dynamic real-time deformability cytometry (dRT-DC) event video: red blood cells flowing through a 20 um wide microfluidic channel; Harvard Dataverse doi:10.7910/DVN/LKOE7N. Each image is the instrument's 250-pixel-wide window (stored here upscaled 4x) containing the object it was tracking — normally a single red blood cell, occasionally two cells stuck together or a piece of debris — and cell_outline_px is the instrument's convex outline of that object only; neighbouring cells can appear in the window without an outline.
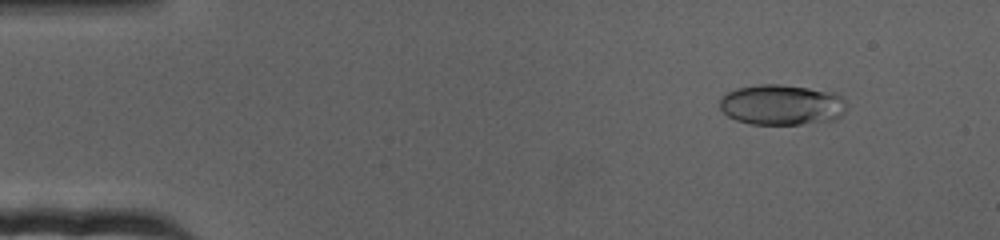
{"species": "human", "species_latin": "Homo sapiens", "temperature_condition": "cold", "stored_images_in_passage": 73, "camera_frame_rate_fps": 3000, "um_per_image_px": 0.085, "donor": {"sex": "female"}, "frame": {"image": 1, "passage_image": 8, "time_ms": 2.333, "image_size_px": [1000, 240], "cell_outline_px": [[848, 104], [844, 112], [836, 120], [800, 124], [752, 124], [736, 120], [728, 116], [720, 108], [720, 100], [728, 92], [736, 88], [760, 84], [780, 84], [836, 92], [844, 96]], "centroid_in_image_um": [66.51, 8.9], "position_along_channel_um": 18.5, "area_um2": 30.23}}
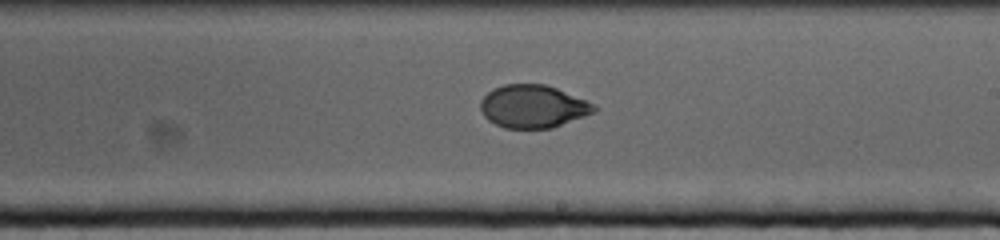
{"frame": {"image": 2, "passage_image": 43, "time_ms": 14.0, "image_size_px": [1000, 240], "cell_outline_px": [[600, 108], [596, 112], [552, 128], [504, 128], [488, 120], [484, 116], [480, 108], [480, 100], [492, 88], [504, 84], [544, 84], [556, 88], [596, 104]], "centroid_in_image_um": [45.32, 9.04], "position_along_channel_um": 243.7, "area_um2": 28.55}}
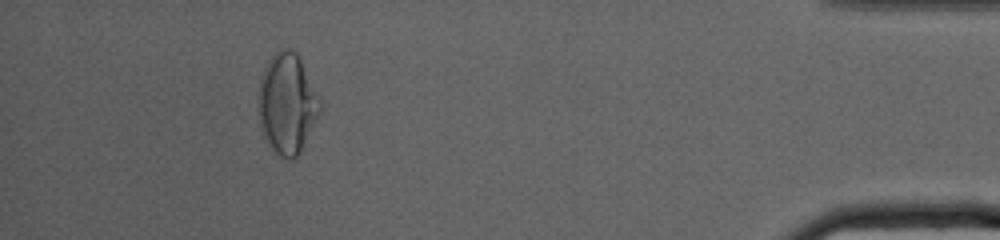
{"frame": {"image": 3, "passage_image": 67, "time_ms": 22.0, "image_size_px": [1000, 240], "cell_outline_px": [[324, 108], [300, 152], [292, 160], [288, 160], [280, 156], [272, 148], [260, 128], [256, 108], [256, 96], [260, 80], [264, 68], [268, 60], [280, 48], [288, 48], [296, 52], [320, 96]], "centroid_in_image_um": [24.41, 8.81], "position_along_channel_um": 410.8, "area_um2": 36.82}}